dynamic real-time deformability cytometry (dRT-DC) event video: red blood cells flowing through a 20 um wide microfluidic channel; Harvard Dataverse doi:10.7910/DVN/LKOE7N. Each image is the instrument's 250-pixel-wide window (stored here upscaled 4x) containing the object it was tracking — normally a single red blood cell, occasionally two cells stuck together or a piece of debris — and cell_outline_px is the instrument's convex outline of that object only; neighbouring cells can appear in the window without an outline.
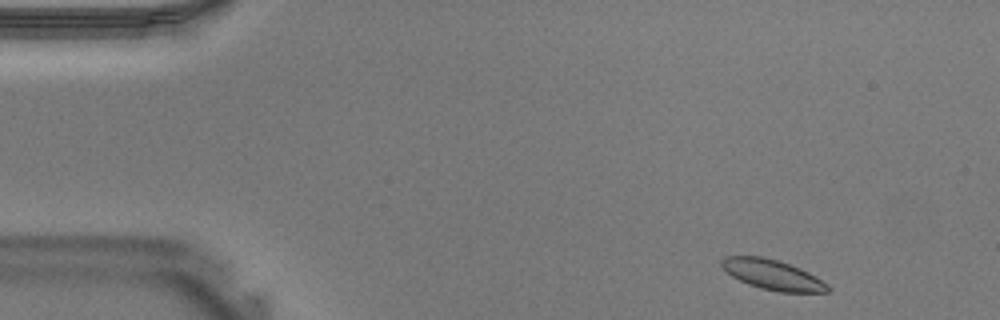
{"species": "Egyptian fruit bat (a non-hibernating species)", "species_latin": "Rousettus aegyptiacus", "temperature_condition": "warm", "stored_images_in_passage": 39, "camera_frame_rate_fps": 3000, "um_per_image_px": 0.085, "animal": {"sex": "male"}, "frame": {"image": 1, "passage_image": 2, "time_ms": 0.333, "image_size_px": [1000, 320], "cell_outline_px": [[832, 288], [828, 292], [780, 292], [760, 288], [748, 284], [732, 276], [720, 264], [720, 260], [724, 256], [760, 256], [776, 260], [800, 268], [816, 276], [828, 284]], "centroid_in_image_um": [65.69, 23.35], "position_along_channel_um": 19.3, "area_um2": 18.5}}
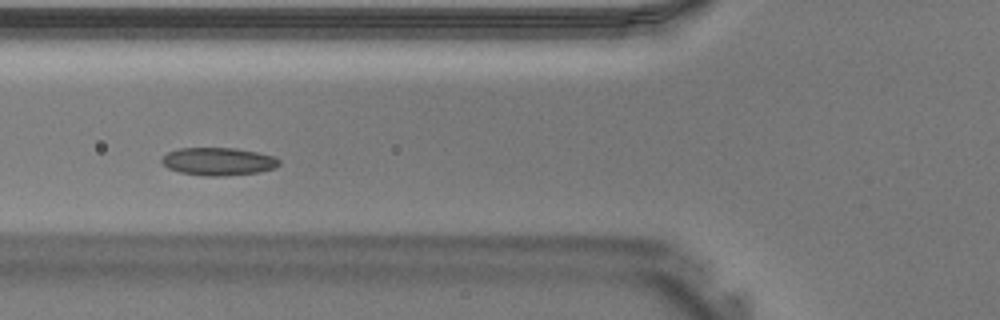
{"frame": {"image": 2, "passage_image": 13, "time_ms": 4.0, "image_size_px": [1000, 320], "cell_outline_px": [[280, 164], [276, 168], [256, 172], [224, 176], [204, 176], [180, 172], [168, 168], [160, 160], [168, 152], [180, 148], [236, 148], [256, 152], [272, 156], [280, 160]], "centroid_in_image_um": [18.55, 13.72], "position_along_channel_um": 107.2, "area_um2": 18.9}}
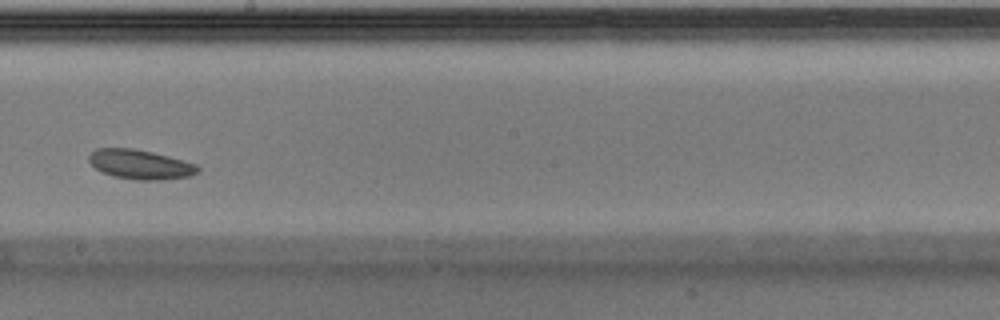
{"frame": {"image": 3, "passage_image": 21, "time_ms": 6.667, "image_size_px": [1000, 320], "cell_outline_px": [[200, 168], [192, 176], [164, 180], [136, 180], [112, 176], [96, 168], [88, 160], [88, 156], [96, 148], [132, 148], [152, 152], [168, 156], [196, 164]], "centroid_in_image_um": [11.93, 13.98], "position_along_channel_um": 236.3, "area_um2": 18.67}}